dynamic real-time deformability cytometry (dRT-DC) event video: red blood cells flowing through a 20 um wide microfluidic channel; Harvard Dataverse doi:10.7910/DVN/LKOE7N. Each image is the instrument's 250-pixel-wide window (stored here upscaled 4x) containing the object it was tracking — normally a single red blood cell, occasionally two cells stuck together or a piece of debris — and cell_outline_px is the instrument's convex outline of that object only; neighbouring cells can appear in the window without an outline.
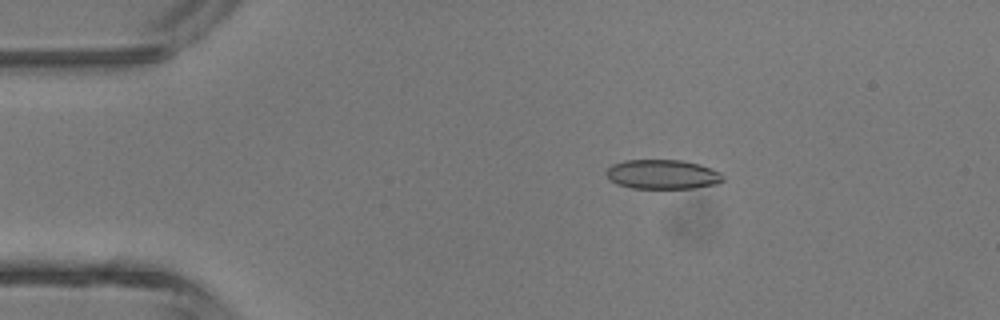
{"species": "common noctule bat (a hibernating species)", "species_latin": "Nyctalus noctula", "temperature_condition": "room temperature", "stored_images_in_passage": 5, "camera_frame_rate_fps": 3000, "um_per_image_px": 0.085, "animal": {"sex": "male", "body_mass_g": 13.3}, "frame": {"image": 1, "passage_image": 3, "time_ms": 2.333, "image_size_px": [1000, 320], "cell_outline_px": [[724, 180], [716, 184], [692, 188], [632, 188], [616, 184], [608, 180], [604, 172], [612, 164], [624, 160], [680, 160], [700, 164], [712, 168], [720, 172], [724, 176]], "centroid_in_image_um": [56.29, 14.82], "position_along_channel_um": 28.7, "area_um2": 20.23}}
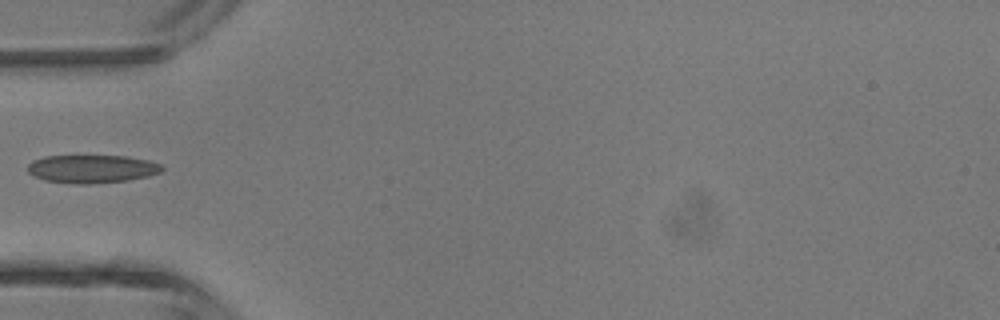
{"frame": {"image": 2, "passage_image": 5, "time_ms": 4.667, "image_size_px": [1000, 320], "cell_outline_px": [[164, 168], [160, 172], [148, 176], [128, 180], [92, 184], [72, 184], [44, 180], [32, 176], [28, 172], [28, 164], [32, 160], [44, 156], [124, 156], [148, 160], [164, 164]], "centroid_in_image_um": [7.8, 14.36], "position_along_channel_um": 77.2, "area_um2": 22.25}}